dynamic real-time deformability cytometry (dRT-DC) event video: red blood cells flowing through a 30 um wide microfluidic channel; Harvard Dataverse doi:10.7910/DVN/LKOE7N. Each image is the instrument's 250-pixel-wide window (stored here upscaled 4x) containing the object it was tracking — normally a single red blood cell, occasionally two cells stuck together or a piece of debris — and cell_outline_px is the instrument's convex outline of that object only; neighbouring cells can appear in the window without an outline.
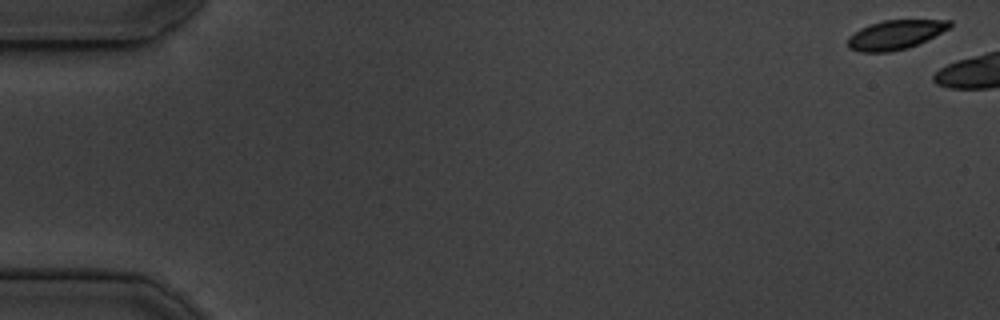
{"species": "common noctule bat (a hibernating species)", "species_latin": "Nyctalus noctula", "temperature_condition": "cold", "stored_images_in_passage": 7, "camera_frame_rate_fps": 3000, "um_per_image_px": 0.085, "animal": {"sex": "male", "body_mass_g": 19.5, "forearm_length_mm": 54.6}, "frame": {"image": 1, "passage_image": 1, "time_ms": 0.0, "image_size_px": [1000, 320], "cell_outline_px": [[952, 24], [948, 28], [908, 48], [888, 52], [860, 52], [848, 48], [848, 36], [860, 28], [884, 20], [952, 20]], "centroid_in_image_um": [76.04, 2.95], "position_along_channel_um": 9.0, "area_um2": 17.05}}